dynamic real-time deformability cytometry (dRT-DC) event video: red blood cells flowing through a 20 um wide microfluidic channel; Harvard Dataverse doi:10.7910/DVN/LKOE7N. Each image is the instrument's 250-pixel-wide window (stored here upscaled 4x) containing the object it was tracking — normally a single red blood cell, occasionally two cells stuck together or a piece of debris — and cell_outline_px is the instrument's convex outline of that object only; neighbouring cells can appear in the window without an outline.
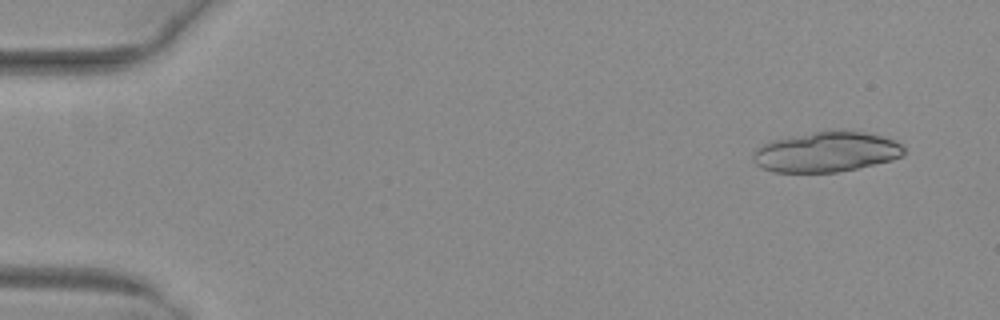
{"species": "common noctule bat (a hibernating species)", "species_latin": "Nyctalus noctula", "temperature_condition": "warm", "stored_images_in_passage": 19, "camera_frame_rate_fps": 3000, "um_per_image_px": 0.085, "animal": {"sex": "female", "body_mass_g": 29.2, "forearm_length_mm": 56.3}, "frame": {"image": 1, "passage_image": 4, "time_ms": 1.0, "image_size_px": [1000, 320], "cell_outline_px": [[904, 152], [900, 156], [892, 160], [856, 168], [836, 172], [776, 172], [764, 168], [756, 164], [752, 160], [752, 152], [756, 148], [772, 140], [816, 132], [860, 132], [880, 136], [896, 140], [904, 148]], "centroid_in_image_um": [70.21, 12.93], "position_along_channel_um": 14.8, "area_um2": 34.56}}